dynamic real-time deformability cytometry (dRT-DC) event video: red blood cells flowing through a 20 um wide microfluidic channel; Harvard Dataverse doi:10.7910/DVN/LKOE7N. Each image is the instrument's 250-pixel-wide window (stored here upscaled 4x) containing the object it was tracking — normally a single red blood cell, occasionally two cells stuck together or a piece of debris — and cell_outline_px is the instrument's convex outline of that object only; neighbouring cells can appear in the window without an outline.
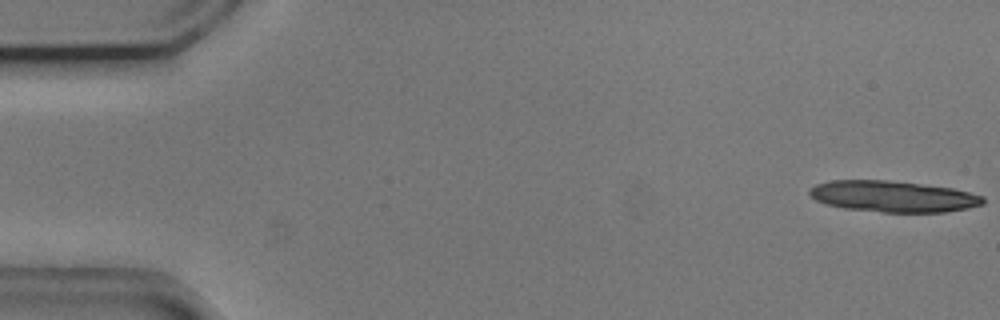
{"species": "common noctule bat (a hibernating species)", "species_latin": "Nyctalus noctula", "temperature_condition": "cold", "stored_images_in_passage": 16, "camera_frame_rate_fps": 3000, "um_per_image_px": 0.085, "animal": {"sex": "male", "body_mass_g": 20.5, "forearm_length_mm": 52.5}, "frame": {"image": 1, "passage_image": 1, "time_ms": 0.0, "image_size_px": [1000, 320], "cell_outline_px": [[984, 204], [968, 208], [944, 212], [884, 212], [844, 208], [828, 204], [816, 200], [808, 192], [816, 184], [828, 180], [888, 180], [952, 188], [984, 196]], "centroid_in_image_um": [75.92, 16.69], "position_along_channel_um": 9.1, "area_um2": 31.33}}